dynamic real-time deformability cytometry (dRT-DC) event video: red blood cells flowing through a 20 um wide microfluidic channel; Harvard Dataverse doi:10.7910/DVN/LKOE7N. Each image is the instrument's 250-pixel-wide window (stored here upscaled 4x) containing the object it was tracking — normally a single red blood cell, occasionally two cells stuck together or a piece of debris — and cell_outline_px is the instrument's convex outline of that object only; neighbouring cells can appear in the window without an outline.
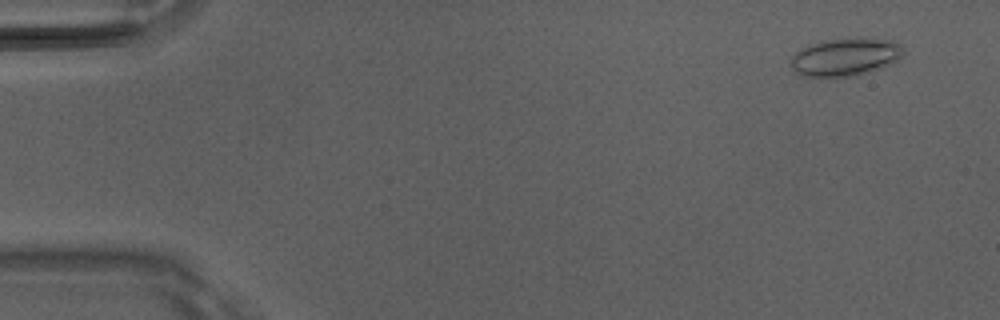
{"species": "Egyptian fruit bat (a non-hibernating species)", "species_latin": "Rousettus aegyptiacus", "temperature_condition": "room temperature", "stored_images_in_passage": 5, "camera_frame_rate_fps": 3000, "um_per_image_px": 0.085, "animal": {"sex": "male"}, "frame": {"image": 1, "passage_image": 1, "time_ms": 0.0, "image_size_px": [1000, 320], "cell_outline_px": [[904, 52], [896, 60], [880, 68], [856, 76], [800, 76], [792, 68], [792, 56], [800, 48], [812, 44], [828, 40], [856, 36], [872, 36], [892, 40], [900, 44]], "centroid_in_image_um": [71.88, 4.8], "position_along_channel_um": 13.1, "area_um2": 25.03}}
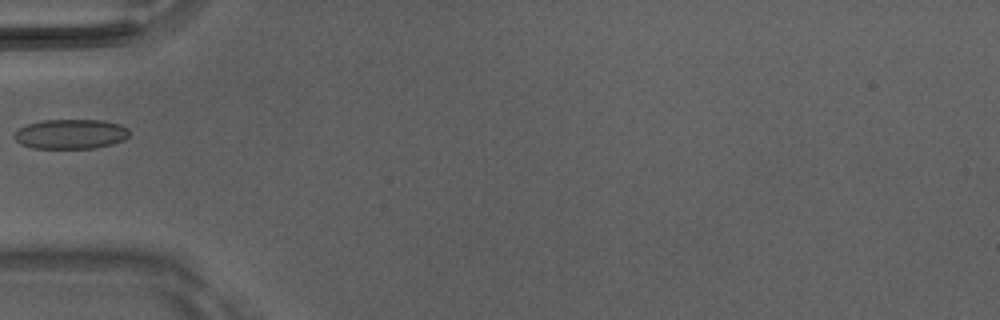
{"frame": {"image": 2, "passage_image": 5, "time_ms": 1.333, "image_size_px": [1000, 320], "cell_outline_px": [[128, 136], [124, 140], [112, 144], [96, 148], [32, 148], [20, 144], [12, 136], [12, 132], [28, 124], [44, 120], [104, 120], [120, 124], [128, 128]], "centroid_in_image_um": [5.99, 11.39], "position_along_channel_um": 79.0, "area_um2": 20.06}}